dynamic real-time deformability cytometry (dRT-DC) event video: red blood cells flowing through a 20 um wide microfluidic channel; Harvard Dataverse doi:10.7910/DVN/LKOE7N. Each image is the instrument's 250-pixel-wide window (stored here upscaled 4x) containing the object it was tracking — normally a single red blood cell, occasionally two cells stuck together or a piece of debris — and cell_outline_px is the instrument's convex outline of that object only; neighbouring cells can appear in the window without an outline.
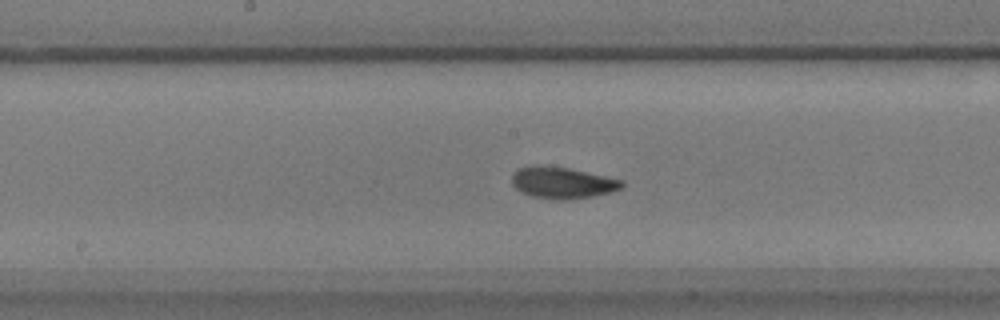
{"species": "common noctule bat (a hibernating species)", "species_latin": "Nyctalus noctula", "temperature_condition": "warm", "stored_images_in_passage": 59, "camera_frame_rate_fps": 3000, "um_per_image_px": 0.085, "animal": {"sex": "male", "body_mass_g": 17.9}, "frame": {"image": 1, "passage_image": 30, "time_ms": 9.667, "image_size_px": [1000, 320], "cell_outline_px": [[624, 188], [592, 196], [564, 200], [552, 200], [532, 196], [520, 192], [512, 184], [512, 176], [516, 168], [568, 168], [624, 180]], "centroid_in_image_um": [47.84, 15.58], "position_along_channel_um": 200.4, "area_um2": 19.59}}
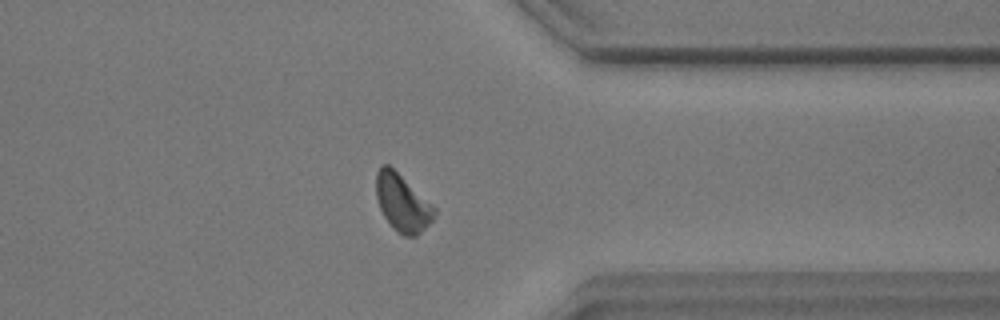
{"frame": {"image": 2, "passage_image": 46, "time_ms": 15.0, "image_size_px": [1000, 320], "cell_outline_px": [[436, 212], [432, 220], [416, 236], [404, 236], [396, 232], [384, 216], [380, 208], [376, 196], [376, 172], [380, 164], [388, 164], [436, 208]], "centroid_in_image_um": [34.17, 17.24], "position_along_channel_um": 377.2, "area_um2": 19.13}}
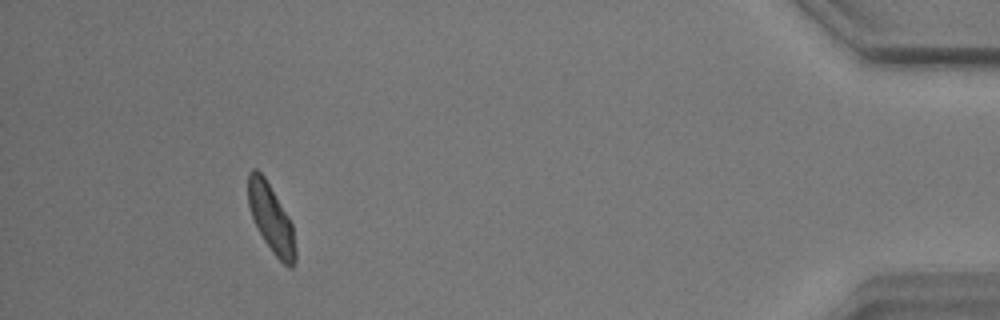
{"frame": {"image": 3, "passage_image": 54, "time_ms": 17.667, "image_size_px": [1000, 320], "cell_outline_px": [[296, 260], [292, 268], [288, 268], [272, 252], [264, 240], [252, 216], [248, 204], [248, 172], [252, 168], [256, 168], [264, 176], [288, 216], [292, 224], [296, 248]], "centroid_in_image_um": [23.05, 18.58], "position_along_channel_um": 412.1, "area_um2": 18.61}, "authors_computed_cell_mechanics": {"area_um2": 18.9584, "velocity_mm_per_s": 3.4632, "shape_relaxation_time_tau1_ms": 10.7573, "shape_relaxation_time_tau2_ms": 2.1659, "deformation_change_tau1": 0.2926, "deformation_change_tau2": 0.0771}}